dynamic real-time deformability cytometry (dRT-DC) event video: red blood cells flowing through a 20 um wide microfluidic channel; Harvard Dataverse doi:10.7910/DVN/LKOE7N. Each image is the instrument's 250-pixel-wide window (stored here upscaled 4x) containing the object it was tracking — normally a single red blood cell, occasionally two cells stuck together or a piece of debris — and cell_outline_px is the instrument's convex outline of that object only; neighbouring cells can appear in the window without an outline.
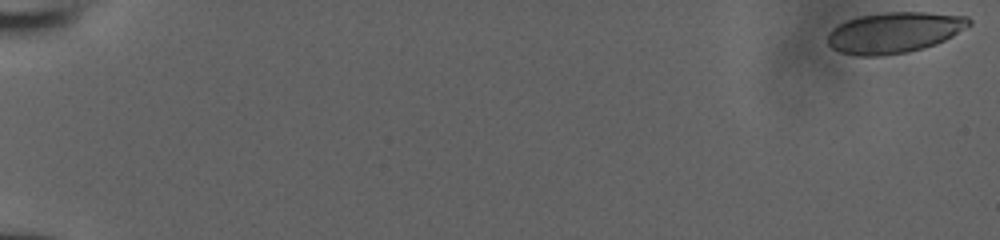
{"species": "human", "species_latin": "Homo sapiens", "temperature_condition": "room temperature", "stored_images_in_passage": 52, "camera_frame_rate_fps": 3000, "um_per_image_px": 0.085, "donor": {"sex": "male"}, "frame": {"image": 1, "passage_image": 1, "time_ms": 0.0, "image_size_px": [1000, 240], "cell_outline_px": [[972, 24], [952, 36], [936, 44], [924, 48], [908, 52], [880, 56], [856, 56], [840, 52], [832, 48], [828, 44], [828, 32], [832, 28], [848, 20], [860, 16], [884, 12], [924, 12], [968, 16], [972, 20]], "centroid_in_image_um": [76.02, 2.77], "position_along_channel_um": 9.0, "area_um2": 33.76}}
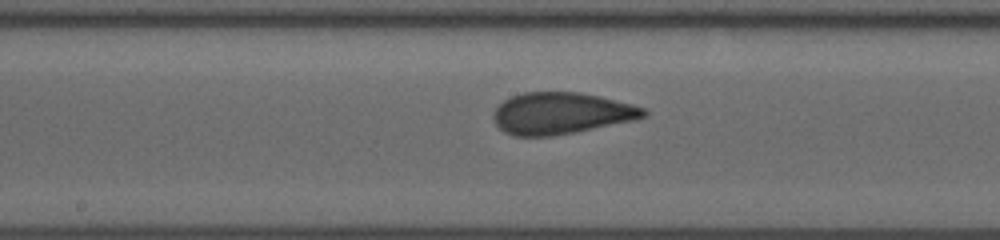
{"frame": {"image": 2, "passage_image": 30, "time_ms": 9.667, "image_size_px": [1000, 240], "cell_outline_px": [[648, 116], [632, 120], [552, 136], [516, 136], [504, 132], [496, 124], [492, 116], [496, 108], [504, 100], [512, 96], [524, 92], [580, 92], [600, 96], [632, 104], [644, 108], [648, 112]], "centroid_in_image_um": [47.68, 9.62], "position_along_channel_um": 200.5, "area_um2": 36.13}}
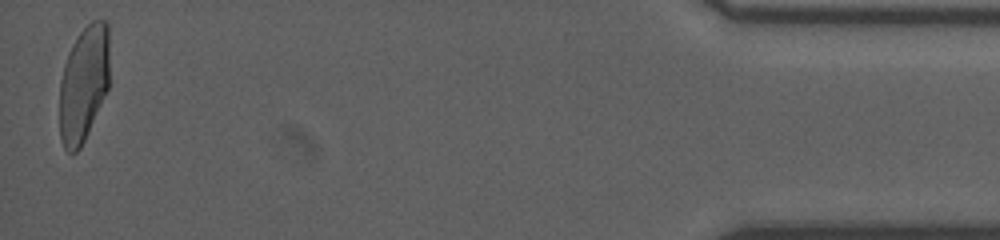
{"frame": {"image": 3, "passage_image": 52, "time_ms": 17.0, "image_size_px": [1000, 240], "cell_outline_px": [[108, 88], [88, 132], [80, 148], [76, 152], [68, 152], [64, 148], [60, 136], [60, 80], [64, 64], [68, 52], [72, 44], [80, 32], [92, 20], [104, 20], [108, 24]], "centroid_in_image_um": [7.1, 7.11], "position_along_channel_um": 428.1, "area_um2": 33.58}}